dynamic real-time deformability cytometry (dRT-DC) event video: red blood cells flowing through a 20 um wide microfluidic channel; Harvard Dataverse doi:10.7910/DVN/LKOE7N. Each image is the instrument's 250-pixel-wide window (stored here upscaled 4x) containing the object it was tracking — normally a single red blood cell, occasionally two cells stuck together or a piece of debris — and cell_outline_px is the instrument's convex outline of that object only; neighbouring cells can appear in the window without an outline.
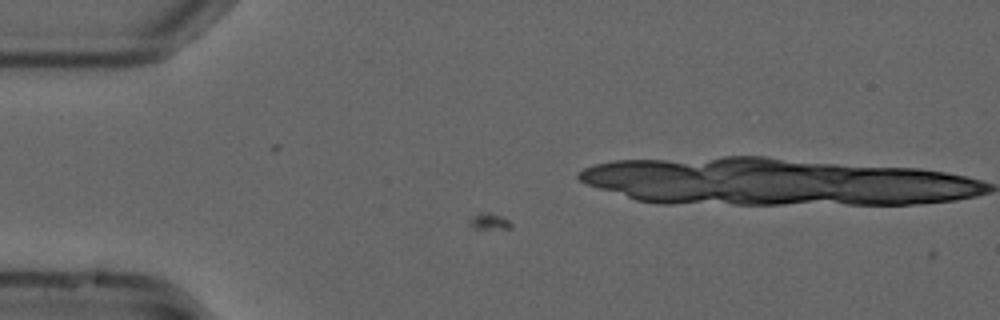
{"species": "common noctule bat (a hibernating species)", "species_latin": "Nyctalus noctula", "temperature_condition": "cold", "stored_images_in_passage": 4, "camera_frame_rate_fps": 3000, "um_per_image_px": 0.085, "animal": {"sex": "male", "forearm_length_mm": 52.5}, "frame": {"image": 1, "passage_image": 1, "time_ms": 0.0, "image_size_px": [1000, 320], "cell_outline_px": [[968, 180], [964, 196], [940, 200], [900, 204], [876, 204], [856, 200], [848, 172], [932, 172], [956, 176]], "centroid_in_image_um": [76.98, 15.9], "position_along_channel_um": 8.0, "area_um2": 23.47}}